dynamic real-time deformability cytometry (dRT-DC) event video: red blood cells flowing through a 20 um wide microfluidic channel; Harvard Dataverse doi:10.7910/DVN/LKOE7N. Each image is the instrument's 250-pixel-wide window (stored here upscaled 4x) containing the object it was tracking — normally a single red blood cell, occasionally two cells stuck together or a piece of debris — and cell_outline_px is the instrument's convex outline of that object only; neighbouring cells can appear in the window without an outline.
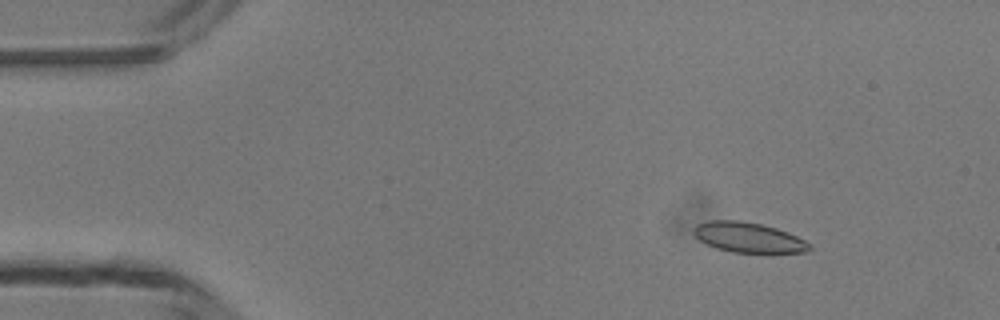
{"species": "common noctule bat (a hibernating species)", "species_latin": "Nyctalus noctula", "temperature_condition": "room temperature", "stored_images_in_passage": 49, "camera_frame_rate_fps": 3000, "um_per_image_px": 0.085, "animal": {"sex": "male", "body_mass_g": 13.3}, "frame": {"image": 1, "passage_image": 7, "time_ms": 2.0, "image_size_px": [1000, 320], "cell_outline_px": [[812, 248], [808, 252], [732, 252], [716, 248], [700, 240], [692, 232], [692, 228], [696, 224], [708, 220], [736, 220], [760, 224], [776, 228], [788, 232], [812, 244]], "centroid_in_image_um": [63.6, 20.17], "position_along_channel_um": 21.4, "area_um2": 20.23}}
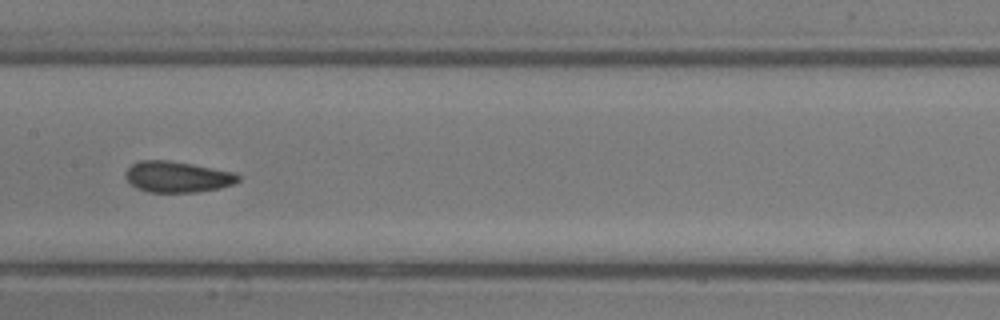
{"frame": {"image": 2, "passage_image": 25, "time_ms": 8.0, "image_size_px": [1000, 320], "cell_outline_px": [[240, 180], [236, 184], [220, 188], [196, 192], [148, 192], [136, 188], [124, 176], [124, 172], [132, 164], [140, 160], [168, 160], [192, 164], [232, 172], [240, 176]], "centroid_in_image_um": [15.07, 15.03], "position_along_channel_um": 192.3, "area_um2": 20.4}}
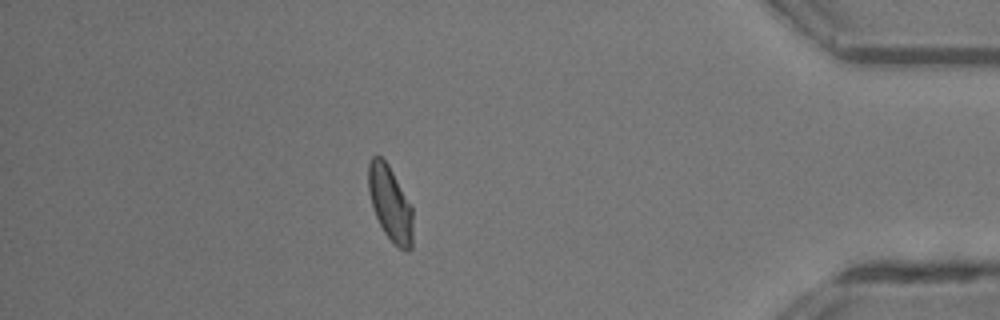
{"frame": {"image": 3, "passage_image": 43, "time_ms": 14.0, "image_size_px": [1000, 320], "cell_outline_px": [[412, 248], [408, 252], [404, 252], [384, 232], [372, 208], [368, 188], [368, 164], [372, 156], [380, 156], [388, 164], [412, 204]], "centroid_in_image_um": [33.17, 17.29], "position_along_channel_um": 402.0, "area_um2": 19.48}, "authors_computed_cell_mechanics": {"area_um2": 20.1144, "velocity_mm_per_s": 4.2481, "shape_relaxation_time_tau1_ms": 7.8376, "shape_relaxation_time_tau2_ms": 2.0295, "deformation_change_tau1": 0.1703, "deformation_change_tau2": 0.0815}}